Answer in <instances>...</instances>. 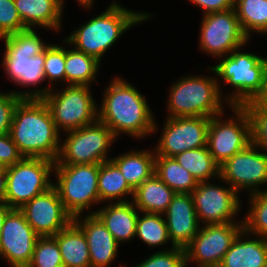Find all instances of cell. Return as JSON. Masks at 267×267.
<instances>
[{
  "label": "cell",
  "instance_id": "obj_31",
  "mask_svg": "<svg viewBox=\"0 0 267 267\" xmlns=\"http://www.w3.org/2000/svg\"><path fill=\"white\" fill-rule=\"evenodd\" d=\"M234 9L240 26L249 39L251 32L267 34V0H236Z\"/></svg>",
  "mask_w": 267,
  "mask_h": 267
},
{
  "label": "cell",
  "instance_id": "obj_17",
  "mask_svg": "<svg viewBox=\"0 0 267 267\" xmlns=\"http://www.w3.org/2000/svg\"><path fill=\"white\" fill-rule=\"evenodd\" d=\"M39 237L54 236L73 222L54 186L19 209Z\"/></svg>",
  "mask_w": 267,
  "mask_h": 267
},
{
  "label": "cell",
  "instance_id": "obj_42",
  "mask_svg": "<svg viewBox=\"0 0 267 267\" xmlns=\"http://www.w3.org/2000/svg\"><path fill=\"white\" fill-rule=\"evenodd\" d=\"M7 175L6 168L0 171V203H5Z\"/></svg>",
  "mask_w": 267,
  "mask_h": 267
},
{
  "label": "cell",
  "instance_id": "obj_11",
  "mask_svg": "<svg viewBox=\"0 0 267 267\" xmlns=\"http://www.w3.org/2000/svg\"><path fill=\"white\" fill-rule=\"evenodd\" d=\"M229 108L234 113L233 117L220 118L225 113L211 117L207 132V148L219 166L251 144L248 113L242 106Z\"/></svg>",
  "mask_w": 267,
  "mask_h": 267
},
{
  "label": "cell",
  "instance_id": "obj_7",
  "mask_svg": "<svg viewBox=\"0 0 267 267\" xmlns=\"http://www.w3.org/2000/svg\"><path fill=\"white\" fill-rule=\"evenodd\" d=\"M35 29H26L1 38L4 42L2 65L9 81L18 86H38L44 75L46 44Z\"/></svg>",
  "mask_w": 267,
  "mask_h": 267
},
{
  "label": "cell",
  "instance_id": "obj_36",
  "mask_svg": "<svg viewBox=\"0 0 267 267\" xmlns=\"http://www.w3.org/2000/svg\"><path fill=\"white\" fill-rule=\"evenodd\" d=\"M44 75L49 85L55 82L65 81V47L57 44H49L45 48ZM55 81V82H54Z\"/></svg>",
  "mask_w": 267,
  "mask_h": 267
},
{
  "label": "cell",
  "instance_id": "obj_23",
  "mask_svg": "<svg viewBox=\"0 0 267 267\" xmlns=\"http://www.w3.org/2000/svg\"><path fill=\"white\" fill-rule=\"evenodd\" d=\"M251 236L243 229L219 267H267V238L256 236L251 240Z\"/></svg>",
  "mask_w": 267,
  "mask_h": 267
},
{
  "label": "cell",
  "instance_id": "obj_43",
  "mask_svg": "<svg viewBox=\"0 0 267 267\" xmlns=\"http://www.w3.org/2000/svg\"><path fill=\"white\" fill-rule=\"evenodd\" d=\"M11 208L6 203H0V237L4 219Z\"/></svg>",
  "mask_w": 267,
  "mask_h": 267
},
{
  "label": "cell",
  "instance_id": "obj_4",
  "mask_svg": "<svg viewBox=\"0 0 267 267\" xmlns=\"http://www.w3.org/2000/svg\"><path fill=\"white\" fill-rule=\"evenodd\" d=\"M240 49L218 58L217 65L210 68L214 75L234 88L225 96L228 107L267 97V58Z\"/></svg>",
  "mask_w": 267,
  "mask_h": 267
},
{
  "label": "cell",
  "instance_id": "obj_27",
  "mask_svg": "<svg viewBox=\"0 0 267 267\" xmlns=\"http://www.w3.org/2000/svg\"><path fill=\"white\" fill-rule=\"evenodd\" d=\"M134 190L128 185L119 168L111 161L99 164L98 195L100 203L128 202L133 198ZM124 197V198H123ZM114 200V201H113Z\"/></svg>",
  "mask_w": 267,
  "mask_h": 267
},
{
  "label": "cell",
  "instance_id": "obj_39",
  "mask_svg": "<svg viewBox=\"0 0 267 267\" xmlns=\"http://www.w3.org/2000/svg\"><path fill=\"white\" fill-rule=\"evenodd\" d=\"M22 98L11 92H0V135L10 133L14 110Z\"/></svg>",
  "mask_w": 267,
  "mask_h": 267
},
{
  "label": "cell",
  "instance_id": "obj_18",
  "mask_svg": "<svg viewBox=\"0 0 267 267\" xmlns=\"http://www.w3.org/2000/svg\"><path fill=\"white\" fill-rule=\"evenodd\" d=\"M39 236L19 209H11L3 222L0 237V258L11 267H27Z\"/></svg>",
  "mask_w": 267,
  "mask_h": 267
},
{
  "label": "cell",
  "instance_id": "obj_16",
  "mask_svg": "<svg viewBox=\"0 0 267 267\" xmlns=\"http://www.w3.org/2000/svg\"><path fill=\"white\" fill-rule=\"evenodd\" d=\"M209 117H166L156 156L174 157L187 150L207 146Z\"/></svg>",
  "mask_w": 267,
  "mask_h": 267
},
{
  "label": "cell",
  "instance_id": "obj_5",
  "mask_svg": "<svg viewBox=\"0 0 267 267\" xmlns=\"http://www.w3.org/2000/svg\"><path fill=\"white\" fill-rule=\"evenodd\" d=\"M30 91H12L21 98H42L47 105L59 133L74 131L98 120V105L91 94V86L66 85L54 90L51 85ZM56 91V92H55Z\"/></svg>",
  "mask_w": 267,
  "mask_h": 267
},
{
  "label": "cell",
  "instance_id": "obj_33",
  "mask_svg": "<svg viewBox=\"0 0 267 267\" xmlns=\"http://www.w3.org/2000/svg\"><path fill=\"white\" fill-rule=\"evenodd\" d=\"M250 207L243 220V229L252 236L267 238V189L248 195Z\"/></svg>",
  "mask_w": 267,
  "mask_h": 267
},
{
  "label": "cell",
  "instance_id": "obj_41",
  "mask_svg": "<svg viewBox=\"0 0 267 267\" xmlns=\"http://www.w3.org/2000/svg\"><path fill=\"white\" fill-rule=\"evenodd\" d=\"M191 1L194 5H197L203 10L205 14L212 12H221L234 8L233 0H187Z\"/></svg>",
  "mask_w": 267,
  "mask_h": 267
},
{
  "label": "cell",
  "instance_id": "obj_25",
  "mask_svg": "<svg viewBox=\"0 0 267 267\" xmlns=\"http://www.w3.org/2000/svg\"><path fill=\"white\" fill-rule=\"evenodd\" d=\"M155 151L131 150L110 160L119 168L128 185L135 190L155 173Z\"/></svg>",
  "mask_w": 267,
  "mask_h": 267
},
{
  "label": "cell",
  "instance_id": "obj_20",
  "mask_svg": "<svg viewBox=\"0 0 267 267\" xmlns=\"http://www.w3.org/2000/svg\"><path fill=\"white\" fill-rule=\"evenodd\" d=\"M81 216L73 217V222L85 235L91 267H109L117 257L119 243L95 214Z\"/></svg>",
  "mask_w": 267,
  "mask_h": 267
},
{
  "label": "cell",
  "instance_id": "obj_40",
  "mask_svg": "<svg viewBox=\"0 0 267 267\" xmlns=\"http://www.w3.org/2000/svg\"><path fill=\"white\" fill-rule=\"evenodd\" d=\"M23 158L10 134L0 135V165L6 168L20 162Z\"/></svg>",
  "mask_w": 267,
  "mask_h": 267
},
{
  "label": "cell",
  "instance_id": "obj_24",
  "mask_svg": "<svg viewBox=\"0 0 267 267\" xmlns=\"http://www.w3.org/2000/svg\"><path fill=\"white\" fill-rule=\"evenodd\" d=\"M175 194L154 173L134 190L131 201L141 213L164 214Z\"/></svg>",
  "mask_w": 267,
  "mask_h": 267
},
{
  "label": "cell",
  "instance_id": "obj_13",
  "mask_svg": "<svg viewBox=\"0 0 267 267\" xmlns=\"http://www.w3.org/2000/svg\"><path fill=\"white\" fill-rule=\"evenodd\" d=\"M219 180L238 193L248 190L251 195L262 191L260 186L267 184V153L249 144L219 167Z\"/></svg>",
  "mask_w": 267,
  "mask_h": 267
},
{
  "label": "cell",
  "instance_id": "obj_19",
  "mask_svg": "<svg viewBox=\"0 0 267 267\" xmlns=\"http://www.w3.org/2000/svg\"><path fill=\"white\" fill-rule=\"evenodd\" d=\"M164 216H166L167 231L172 246L185 249L201 226L197 219L192 194L176 193Z\"/></svg>",
  "mask_w": 267,
  "mask_h": 267
},
{
  "label": "cell",
  "instance_id": "obj_8",
  "mask_svg": "<svg viewBox=\"0 0 267 267\" xmlns=\"http://www.w3.org/2000/svg\"><path fill=\"white\" fill-rule=\"evenodd\" d=\"M53 173L56 174L58 182L53 183V186L65 209L73 217L82 215L95 204H100L99 164L54 165Z\"/></svg>",
  "mask_w": 267,
  "mask_h": 267
},
{
  "label": "cell",
  "instance_id": "obj_12",
  "mask_svg": "<svg viewBox=\"0 0 267 267\" xmlns=\"http://www.w3.org/2000/svg\"><path fill=\"white\" fill-rule=\"evenodd\" d=\"M200 27L199 47L216 59L244 48L250 40L243 32L234 8L203 15Z\"/></svg>",
  "mask_w": 267,
  "mask_h": 267
},
{
  "label": "cell",
  "instance_id": "obj_6",
  "mask_svg": "<svg viewBox=\"0 0 267 267\" xmlns=\"http://www.w3.org/2000/svg\"><path fill=\"white\" fill-rule=\"evenodd\" d=\"M210 76H183L170 86L167 117H213L223 114L226 102L220 80ZM224 97V99H223ZM225 103H222V102Z\"/></svg>",
  "mask_w": 267,
  "mask_h": 267
},
{
  "label": "cell",
  "instance_id": "obj_44",
  "mask_svg": "<svg viewBox=\"0 0 267 267\" xmlns=\"http://www.w3.org/2000/svg\"><path fill=\"white\" fill-rule=\"evenodd\" d=\"M76 1L80 3L81 7H85L86 10L90 9L94 4L93 2H95L94 0H76Z\"/></svg>",
  "mask_w": 267,
  "mask_h": 267
},
{
  "label": "cell",
  "instance_id": "obj_37",
  "mask_svg": "<svg viewBox=\"0 0 267 267\" xmlns=\"http://www.w3.org/2000/svg\"><path fill=\"white\" fill-rule=\"evenodd\" d=\"M134 267H187L185 249L172 246L170 249L158 250Z\"/></svg>",
  "mask_w": 267,
  "mask_h": 267
},
{
  "label": "cell",
  "instance_id": "obj_1",
  "mask_svg": "<svg viewBox=\"0 0 267 267\" xmlns=\"http://www.w3.org/2000/svg\"><path fill=\"white\" fill-rule=\"evenodd\" d=\"M102 97V106L98 107V120L104 123L116 138L121 133L136 139L156 133V119L145 96L125 79L114 77Z\"/></svg>",
  "mask_w": 267,
  "mask_h": 267
},
{
  "label": "cell",
  "instance_id": "obj_26",
  "mask_svg": "<svg viewBox=\"0 0 267 267\" xmlns=\"http://www.w3.org/2000/svg\"><path fill=\"white\" fill-rule=\"evenodd\" d=\"M53 237L59 245L64 267H91L85 235L74 222Z\"/></svg>",
  "mask_w": 267,
  "mask_h": 267
},
{
  "label": "cell",
  "instance_id": "obj_35",
  "mask_svg": "<svg viewBox=\"0 0 267 267\" xmlns=\"http://www.w3.org/2000/svg\"><path fill=\"white\" fill-rule=\"evenodd\" d=\"M27 267H64L59 245L53 236L38 238Z\"/></svg>",
  "mask_w": 267,
  "mask_h": 267
},
{
  "label": "cell",
  "instance_id": "obj_22",
  "mask_svg": "<svg viewBox=\"0 0 267 267\" xmlns=\"http://www.w3.org/2000/svg\"><path fill=\"white\" fill-rule=\"evenodd\" d=\"M13 1L26 29H35L38 26L56 32L60 30L64 0Z\"/></svg>",
  "mask_w": 267,
  "mask_h": 267
},
{
  "label": "cell",
  "instance_id": "obj_14",
  "mask_svg": "<svg viewBox=\"0 0 267 267\" xmlns=\"http://www.w3.org/2000/svg\"><path fill=\"white\" fill-rule=\"evenodd\" d=\"M243 230V221L203 225L185 248L186 266L219 267L233 241Z\"/></svg>",
  "mask_w": 267,
  "mask_h": 267
},
{
  "label": "cell",
  "instance_id": "obj_21",
  "mask_svg": "<svg viewBox=\"0 0 267 267\" xmlns=\"http://www.w3.org/2000/svg\"><path fill=\"white\" fill-rule=\"evenodd\" d=\"M107 204L89 214H95L119 244L131 241L135 238L138 215L141 212L130 200Z\"/></svg>",
  "mask_w": 267,
  "mask_h": 267
},
{
  "label": "cell",
  "instance_id": "obj_30",
  "mask_svg": "<svg viewBox=\"0 0 267 267\" xmlns=\"http://www.w3.org/2000/svg\"><path fill=\"white\" fill-rule=\"evenodd\" d=\"M155 174L175 193H192L198 182L173 157L155 156Z\"/></svg>",
  "mask_w": 267,
  "mask_h": 267
},
{
  "label": "cell",
  "instance_id": "obj_3",
  "mask_svg": "<svg viewBox=\"0 0 267 267\" xmlns=\"http://www.w3.org/2000/svg\"><path fill=\"white\" fill-rule=\"evenodd\" d=\"M147 12L129 10L113 1L102 14L79 26L70 36L64 38V45L72 46L85 54L95 57L99 62L104 54L127 30L151 19ZM103 55V56H102Z\"/></svg>",
  "mask_w": 267,
  "mask_h": 267
},
{
  "label": "cell",
  "instance_id": "obj_32",
  "mask_svg": "<svg viewBox=\"0 0 267 267\" xmlns=\"http://www.w3.org/2000/svg\"><path fill=\"white\" fill-rule=\"evenodd\" d=\"M149 247L164 246L170 239L164 214L144 213L138 215L136 235Z\"/></svg>",
  "mask_w": 267,
  "mask_h": 267
},
{
  "label": "cell",
  "instance_id": "obj_34",
  "mask_svg": "<svg viewBox=\"0 0 267 267\" xmlns=\"http://www.w3.org/2000/svg\"><path fill=\"white\" fill-rule=\"evenodd\" d=\"M251 124V143L267 153V97L242 105Z\"/></svg>",
  "mask_w": 267,
  "mask_h": 267
},
{
  "label": "cell",
  "instance_id": "obj_38",
  "mask_svg": "<svg viewBox=\"0 0 267 267\" xmlns=\"http://www.w3.org/2000/svg\"><path fill=\"white\" fill-rule=\"evenodd\" d=\"M26 30L13 0H0V39Z\"/></svg>",
  "mask_w": 267,
  "mask_h": 267
},
{
  "label": "cell",
  "instance_id": "obj_29",
  "mask_svg": "<svg viewBox=\"0 0 267 267\" xmlns=\"http://www.w3.org/2000/svg\"><path fill=\"white\" fill-rule=\"evenodd\" d=\"M189 171L197 182L219 179V165L212 158L207 146L184 151L173 157ZM216 177V178H215Z\"/></svg>",
  "mask_w": 267,
  "mask_h": 267
},
{
  "label": "cell",
  "instance_id": "obj_9",
  "mask_svg": "<svg viewBox=\"0 0 267 267\" xmlns=\"http://www.w3.org/2000/svg\"><path fill=\"white\" fill-rule=\"evenodd\" d=\"M65 134L55 165L100 164L110 160L107 155L116 137L99 120Z\"/></svg>",
  "mask_w": 267,
  "mask_h": 267
},
{
  "label": "cell",
  "instance_id": "obj_15",
  "mask_svg": "<svg viewBox=\"0 0 267 267\" xmlns=\"http://www.w3.org/2000/svg\"><path fill=\"white\" fill-rule=\"evenodd\" d=\"M191 194L199 224L200 221L203 225L237 222L234 217L238 216L242 201L230 186L198 182Z\"/></svg>",
  "mask_w": 267,
  "mask_h": 267
},
{
  "label": "cell",
  "instance_id": "obj_2",
  "mask_svg": "<svg viewBox=\"0 0 267 267\" xmlns=\"http://www.w3.org/2000/svg\"><path fill=\"white\" fill-rule=\"evenodd\" d=\"M9 134L23 157L57 160L63 140L42 98L19 101Z\"/></svg>",
  "mask_w": 267,
  "mask_h": 267
},
{
  "label": "cell",
  "instance_id": "obj_10",
  "mask_svg": "<svg viewBox=\"0 0 267 267\" xmlns=\"http://www.w3.org/2000/svg\"><path fill=\"white\" fill-rule=\"evenodd\" d=\"M55 161L46 158H26L6 167L5 203L11 209H20L37 195L53 186L50 176Z\"/></svg>",
  "mask_w": 267,
  "mask_h": 267
},
{
  "label": "cell",
  "instance_id": "obj_28",
  "mask_svg": "<svg viewBox=\"0 0 267 267\" xmlns=\"http://www.w3.org/2000/svg\"><path fill=\"white\" fill-rule=\"evenodd\" d=\"M100 63L95 57L65 47V85H88L96 80Z\"/></svg>",
  "mask_w": 267,
  "mask_h": 267
}]
</instances>
